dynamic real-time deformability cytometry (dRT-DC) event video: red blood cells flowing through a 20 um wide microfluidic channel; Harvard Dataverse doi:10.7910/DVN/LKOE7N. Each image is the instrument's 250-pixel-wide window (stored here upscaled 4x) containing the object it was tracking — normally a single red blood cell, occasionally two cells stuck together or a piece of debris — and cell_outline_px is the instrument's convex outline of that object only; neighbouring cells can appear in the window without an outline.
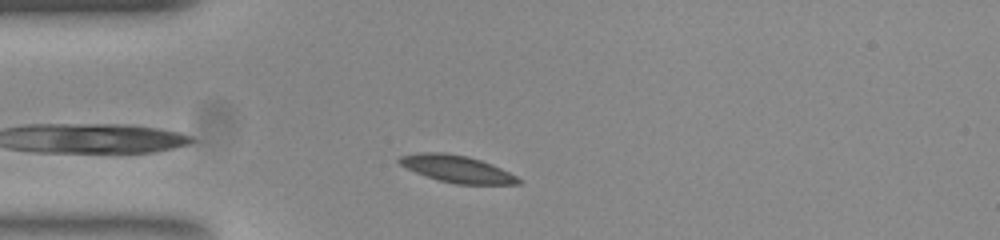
{"species": "common noctule bat (a hibernating species)", "species_latin": "Nyctalus noctula", "temperature_condition": "room temperature", "stored_images_in_passage": 31, "camera_frame_rate_fps": 3000, "um_per_image_px": 0.085, "animal": {"sex": "female", "body_mass_g": 23.0, "forearm_length_mm": 53.4}, "frame": {"image": 1, "passage_image": 3, "time_ms": 0.667, "image_size_px": [1000, 240], "cell_outline_px": [[520, 184], [456, 184], [440, 180], [416, 172], [400, 164], [396, 160], [400, 156], [420, 152], [444, 152], [468, 156], [492, 164], [516, 176], [520, 180]], "centroid_in_image_um": [38.83, 14.34], "position_along_channel_um": 46.2, "area_um2": 18.5}}
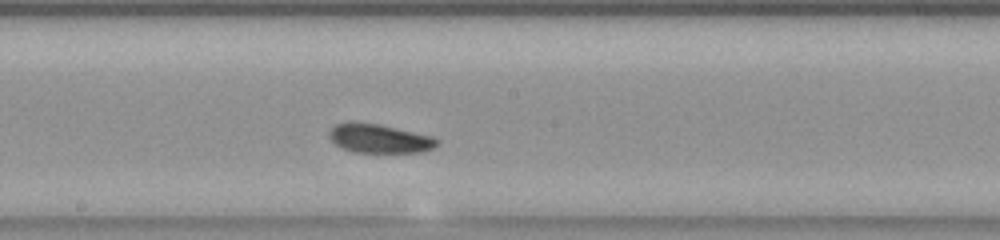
{"frame": {"image": 2, "passage_image": 18, "time_ms": 5.667, "image_size_px": [1000, 240], "cell_outline_px": [[440, 140], [432, 148], [420, 152], [352, 152], [336, 144], [328, 136], [328, 132], [336, 124], [380, 124], [432, 136]], "centroid_in_image_um": [32.28, 11.8], "position_along_channel_um": 215.9, "area_um2": 17.57}}
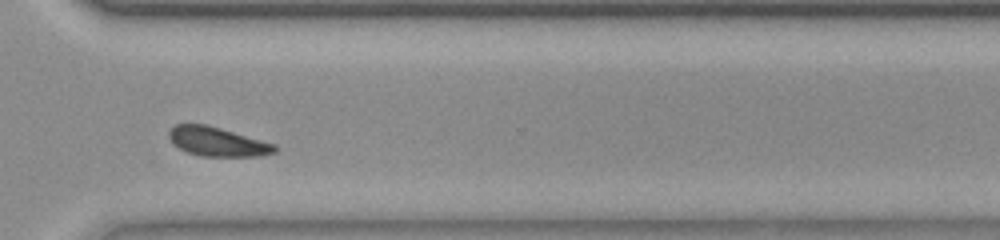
{"frame": {"image": 3, "passage_image": 29, "time_ms": 9.333, "image_size_px": [1000, 240], "cell_outline_px": [[276, 152], [260, 156], [200, 156], [188, 152], [172, 144], [168, 136], [168, 132], [176, 124], [204, 124], [220, 128], [276, 144]], "centroid_in_image_um": [18.47, 12.04], "position_along_channel_um": 352.1, "area_um2": 17.86}, "authors_computed_cell_mechanics": {"area_um2": 18.207, "velocity_mm_per_s": 3.706, "shape_relaxation_time_tau1_ms": null, "shape_relaxation_time_tau2_ms": 2.957, "deformation_change_tau1": null, "deformation_change_tau2": 0.0818}}